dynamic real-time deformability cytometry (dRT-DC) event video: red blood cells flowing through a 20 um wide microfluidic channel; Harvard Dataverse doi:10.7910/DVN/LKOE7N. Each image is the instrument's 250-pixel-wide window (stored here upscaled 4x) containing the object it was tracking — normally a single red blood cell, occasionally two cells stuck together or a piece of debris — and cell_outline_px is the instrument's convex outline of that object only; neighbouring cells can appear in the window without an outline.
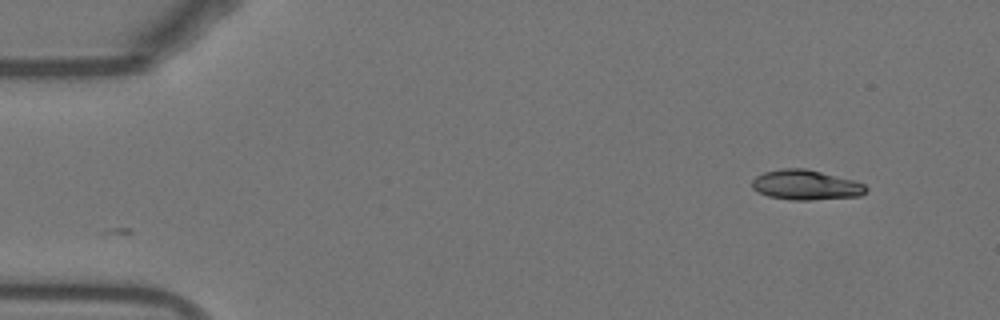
{"species": "Egyptian fruit bat (a non-hibernating species)", "species_latin": "Rousettus aegyptiacus", "temperature_condition": "warm", "stored_images_in_passage": 49, "camera_frame_rate_fps": 3000, "um_per_image_px": 0.085, "animal": {"sex": "female"}, "frame": {"image": 1, "passage_image": 1, "time_ms": 0.0, "image_size_px": [1000, 320], "cell_outline_px": [[868, 188], [860, 196], [812, 200], [792, 200], [768, 196], [752, 188], [752, 180], [756, 176], [764, 172], [784, 168], [804, 168], [856, 180], [864, 184]], "centroid_in_image_um": [68.51, 15.72], "position_along_channel_um": 16.5, "area_um2": 19.88}}
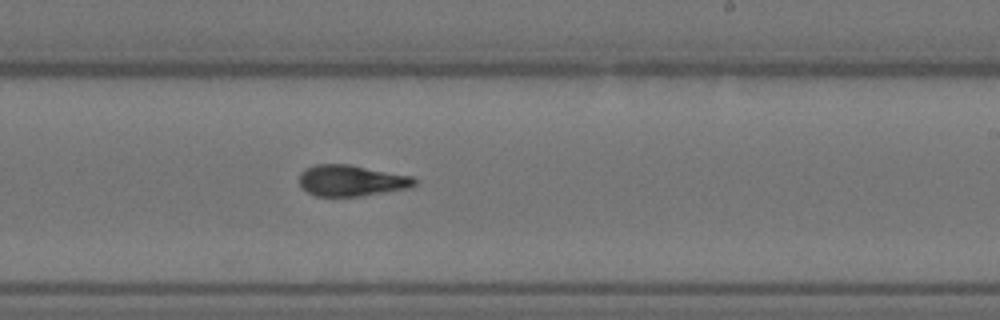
{"frame": {"image": 2, "passage_image": 28, "time_ms": 9.0, "image_size_px": [1000, 320], "cell_outline_px": [[416, 184], [412, 188], [360, 196], [316, 196], [300, 188], [300, 172], [304, 168], [316, 164], [348, 164], [412, 176], [416, 180]], "centroid_in_image_um": [29.86, 15.35], "position_along_channel_um": 259.1, "area_um2": 21.04}}
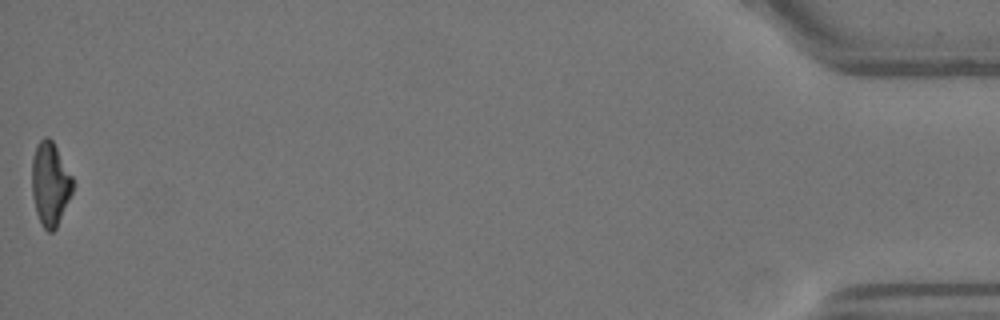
{"frame": {"image": 3, "passage_image": 49, "time_ms": 16.0, "image_size_px": [1000, 320], "cell_outline_px": [[76, 184], [56, 228], [52, 232], [48, 232], [44, 228], [36, 212], [32, 196], [32, 156], [36, 144], [44, 136], [48, 136], [52, 140], [72, 176]], "centroid_in_image_um": [4.27, 15.6], "position_along_channel_um": 430.9, "area_um2": 20.0}, "authors_computed_cell_mechanics": {"area_um2": 21.0392, "velocity_mm_per_s": 3.8409, "shape_relaxation_time_tau1_ms": 6.9018, "shape_relaxation_time_tau2_ms": 2.6943, "deformation_change_tau1": 0.2111, "deformation_change_tau2": 0.0934}}